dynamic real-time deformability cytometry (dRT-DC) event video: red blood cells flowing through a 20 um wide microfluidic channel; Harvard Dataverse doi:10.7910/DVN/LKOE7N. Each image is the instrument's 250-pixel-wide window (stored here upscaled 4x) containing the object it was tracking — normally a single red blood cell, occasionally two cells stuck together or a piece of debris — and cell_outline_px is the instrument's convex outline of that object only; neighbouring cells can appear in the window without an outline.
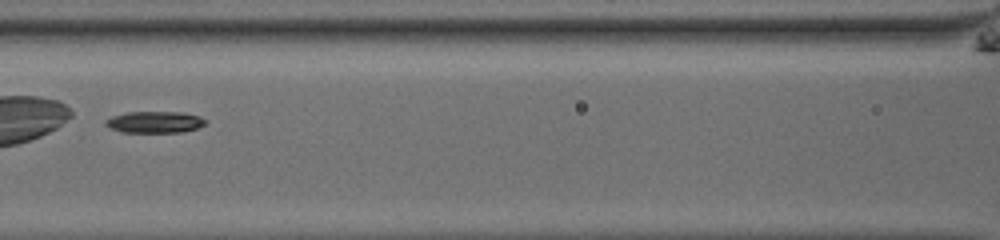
{"species": "common noctule bat (a hibernating species)", "species_latin": "Nyctalus noctula", "temperature_condition": "room temperature", "stored_images_in_passage": 34, "camera_frame_rate_fps": 3000, "um_per_image_px": 0.085, "animal": {"sex": "male", "body_mass_g": 13.0, "forearm_length_mm": 53.1}, "frame": {"image": 1, "passage_image": 10, "time_ms": 3.0, "image_size_px": [1000, 240], "cell_outline_px": [[208, 124], [196, 128], [180, 132], [120, 132], [108, 128], [104, 124], [104, 120], [112, 116], [128, 112], [184, 112], [200, 116], [208, 120]], "centroid_in_image_um": [13.15, 10.37], "position_along_channel_um": 153.4, "area_um2": 12.77}, "authors_computed_cell_mechanics": {"area_um2": 13.1206, "velocity_mm_per_s": 3.8974, "shape_relaxation_time_tau1_ms": 1.9328, "shape_relaxation_time_tau2_ms": null, "deformation_change_tau1": 0.0728, "deformation_change_tau2": null}}